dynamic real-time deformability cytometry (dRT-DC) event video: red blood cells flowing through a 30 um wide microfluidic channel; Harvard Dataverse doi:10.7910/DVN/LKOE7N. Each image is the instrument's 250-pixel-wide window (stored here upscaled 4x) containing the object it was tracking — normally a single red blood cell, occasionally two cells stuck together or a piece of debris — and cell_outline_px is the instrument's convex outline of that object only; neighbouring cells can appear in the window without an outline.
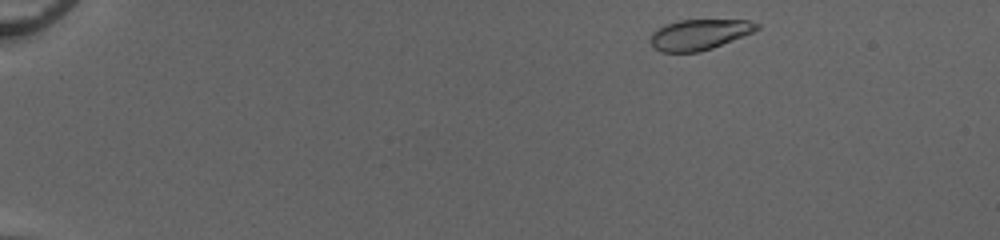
{"species": "common noctule bat (a hibernating species)", "species_latin": "Nyctalus noctula", "temperature_condition": "cold", "stored_images_in_passage": 45, "camera_frame_rate_fps": 3000, "um_per_image_px": 0.085, "animal": {"sex": "female", "body_mass_g": 20.0, "forearm_length_mm": 54.0}, "frame": {"image": 1, "passage_image": 1, "time_ms": 0.0, "image_size_px": [1000, 240], "cell_outline_px": [[760, 28], [752, 32], [712, 48], [700, 52], [660, 52], [652, 44], [652, 32], [656, 28], [664, 24], [680, 20], [748, 20], [760, 24]], "centroid_in_image_um": [59.44, 2.92], "position_along_channel_um": 25.6, "area_um2": 18.79}}
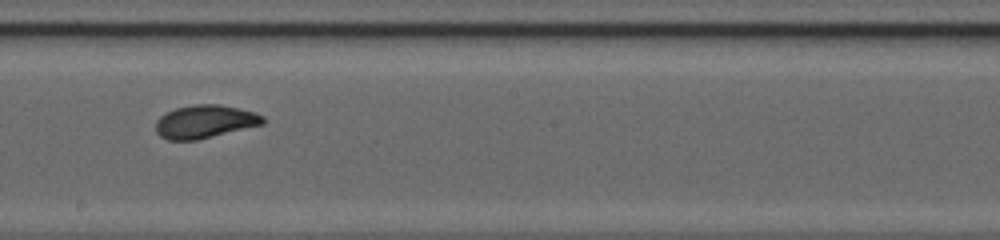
{"frame": {"image": 2, "passage_image": 25, "time_ms": 8.0, "image_size_px": [1000, 240], "cell_outline_px": [[264, 124], [196, 140], [168, 140], [160, 136], [156, 132], [156, 120], [160, 116], [176, 108], [192, 104], [220, 104], [252, 112], [264, 116]], "centroid_in_image_um": [17.39, 10.34], "position_along_channel_um": 230.8, "area_um2": 20.52}}
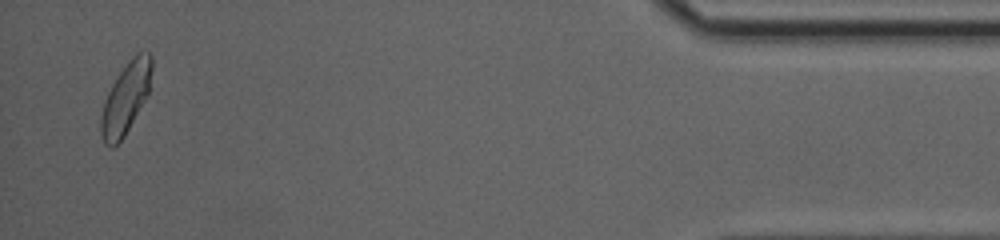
{"frame": {"image": 3, "passage_image": 44, "time_ms": 14.333, "image_size_px": [1000, 240], "cell_outline_px": [[152, 68], [148, 92], [144, 100], [124, 136], [112, 148], [104, 144], [100, 132], [100, 116], [104, 100], [112, 84], [128, 60], [136, 52], [148, 52], [152, 56]], "centroid_in_image_um": [10.66, 8.33], "position_along_channel_um": 424.5, "area_um2": 20.81}, "authors_computed_cell_mechanics": {"area_um2": 20.519, "velocity_mm_per_s": 4.0792, "shape_relaxation_time_tau1_ms": 3.0026, "shape_relaxation_time_tau2_ms": 0.6648, "deformation_change_tau1": 0.1348, "deformation_change_tau2": 0.0377}}